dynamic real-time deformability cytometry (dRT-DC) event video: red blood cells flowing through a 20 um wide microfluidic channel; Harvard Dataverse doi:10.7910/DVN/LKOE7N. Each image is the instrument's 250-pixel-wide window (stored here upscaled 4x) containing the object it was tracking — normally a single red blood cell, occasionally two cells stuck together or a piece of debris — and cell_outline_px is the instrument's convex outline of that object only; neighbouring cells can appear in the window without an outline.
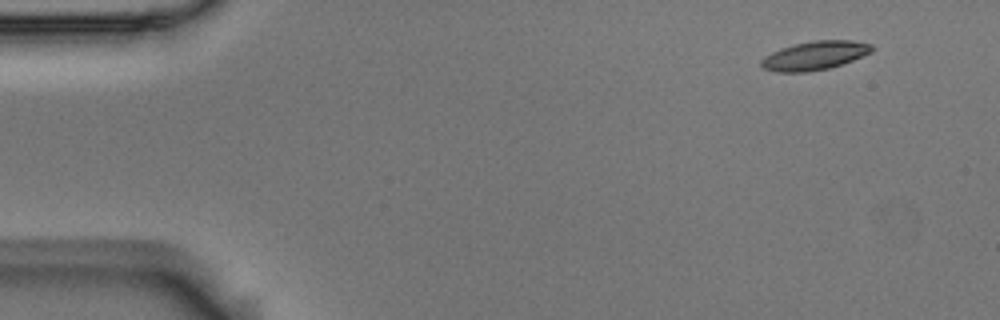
{"species": "Egyptian fruit bat (a non-hibernating species)", "species_latin": "Rousettus aegyptiacus", "temperature_condition": "room temperature", "stored_images_in_passage": 51, "camera_frame_rate_fps": 3000, "um_per_image_px": 0.085, "animal": {"sex": "male"}, "frame": {"image": 1, "passage_image": 1, "time_ms": 0.0, "image_size_px": [1000, 320], "cell_outline_px": [[876, 48], [872, 52], [852, 60], [828, 68], [808, 72], [776, 72], [764, 68], [760, 64], [760, 60], [764, 56], [780, 48], [796, 44], [816, 40], [852, 40], [872, 44]], "centroid_in_image_um": [69.26, 4.72], "position_along_channel_um": 15.7, "area_um2": 18.5}}
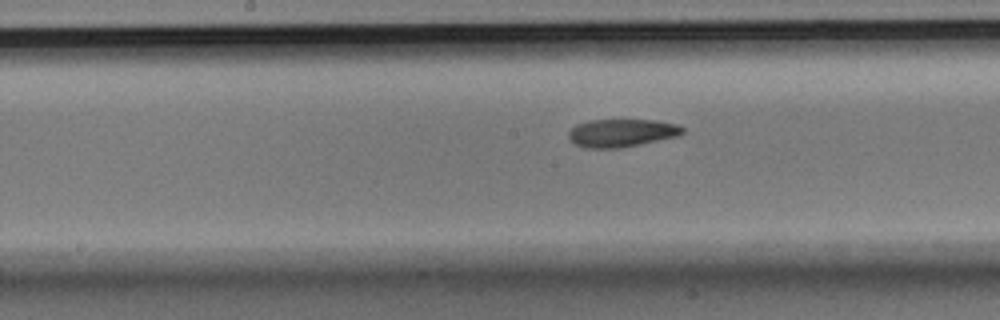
{"frame": {"image": 2, "passage_image": 24, "time_ms": 7.667, "image_size_px": [1000, 320], "cell_outline_px": [[684, 132], [676, 136], [640, 144], [620, 148], [584, 148], [576, 144], [568, 136], [568, 132], [576, 124], [592, 120], [656, 120], [676, 124], [684, 128]], "centroid_in_image_um": [52.82, 11.3], "position_along_channel_um": 195.4, "area_um2": 18.38}}
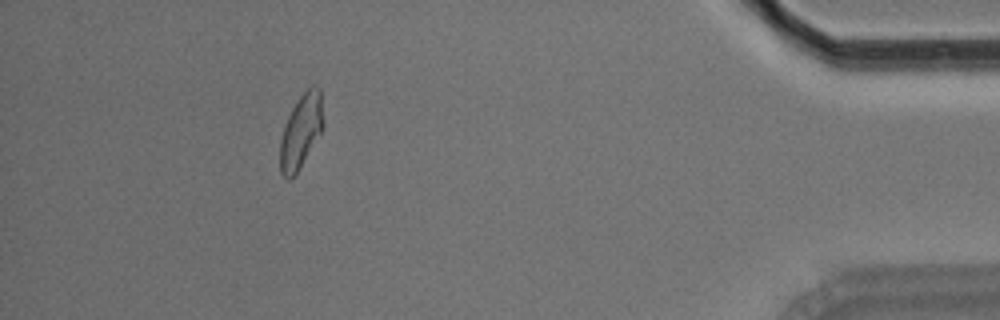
{"frame": {"image": 3, "passage_image": 46, "time_ms": 15.0, "image_size_px": [1000, 320], "cell_outline_px": [[320, 132], [292, 180], [288, 180], [280, 172], [280, 140], [284, 124], [292, 108], [300, 96], [312, 84], [316, 84], [320, 88]], "centroid_in_image_um": [25.51, 11.18], "position_along_channel_um": 409.7, "area_um2": 17.8}, "authors_computed_cell_mechanics": {"area_um2": 18.7272, "velocity_mm_per_s": 3.6823, "shape_relaxation_time_tau1_ms": 8.4239, "shape_relaxation_time_tau2_ms": 6.5775, "deformation_change_tau1": 0.194, "deformation_change_tau2": 0.1436}}